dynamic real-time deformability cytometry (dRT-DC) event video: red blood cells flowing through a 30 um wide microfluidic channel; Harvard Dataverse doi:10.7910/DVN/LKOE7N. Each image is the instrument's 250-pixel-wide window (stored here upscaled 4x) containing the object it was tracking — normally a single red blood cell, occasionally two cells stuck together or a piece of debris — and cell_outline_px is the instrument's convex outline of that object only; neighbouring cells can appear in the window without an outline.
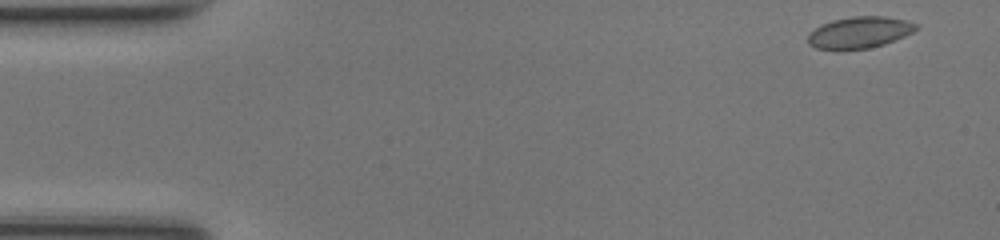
{"species": "common noctule bat (a hibernating species)", "species_latin": "Nyctalus noctula", "temperature_condition": "room temperature", "stored_images_in_passage": 47, "camera_frame_rate_fps": 3000, "um_per_image_px": 0.085, "animal": {"sex": "female", "body_mass_g": 17.0, "forearm_length_mm": 48.0}, "frame": {"image": 1, "passage_image": 1, "time_ms": 0.0, "image_size_px": [1000, 240], "cell_outline_px": [[920, 28], [904, 36], [884, 44], [868, 48], [840, 52], [816, 48], [808, 44], [808, 36], [816, 28], [824, 24], [836, 20], [852, 16], [884, 16], [904, 20], [920, 24]], "centroid_in_image_um": [73.07, 2.79], "position_along_channel_um": 11.9, "area_um2": 20.06}}
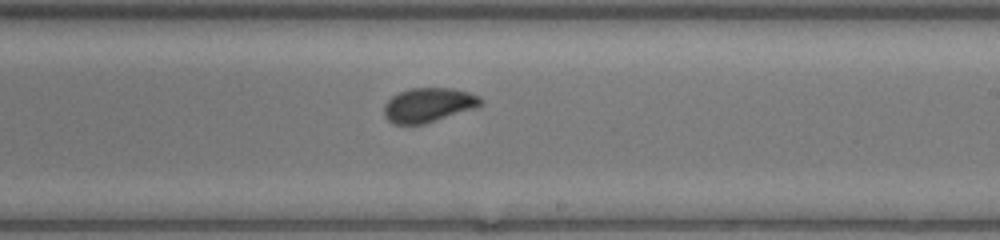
{"frame": {"image": 2, "passage_image": 27, "time_ms": 8.667, "image_size_px": [1000, 240], "cell_outline_px": [[484, 104], [476, 108], [424, 124], [392, 124], [384, 116], [384, 104], [392, 96], [400, 92], [412, 88], [452, 88], [468, 92], [480, 96], [484, 100]], "centroid_in_image_um": [36.44, 8.93], "position_along_channel_um": 252.6, "area_um2": 19.48}}
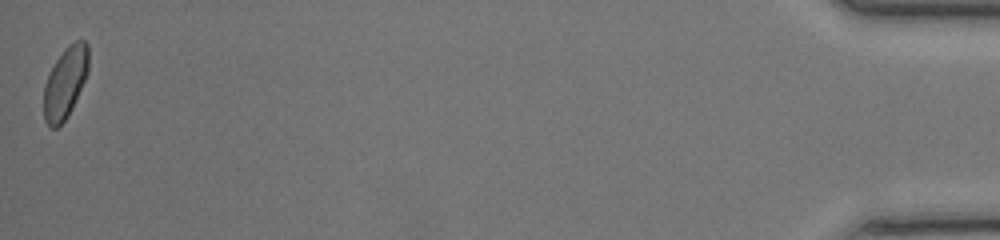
{"frame": {"image": 3, "passage_image": 47, "time_ms": 15.333, "image_size_px": [1000, 240], "cell_outline_px": [[88, 72], [72, 108], [68, 116], [56, 128], [52, 128], [44, 120], [44, 84], [56, 60], [64, 48], [68, 44], [76, 40], [84, 40], [88, 44]], "centroid_in_image_um": [5.55, 7.0], "position_along_channel_um": 429.7, "area_um2": 18.44}, "authors_computed_cell_mechanics": {"area_um2": 19.4786, "velocity_mm_per_s": 4.2225, "shape_relaxation_time_tau1_ms": 2.8966, "shape_relaxation_time_tau2_ms": null, "deformation_change_tau1": 0.0675, "deformation_change_tau2": null}}